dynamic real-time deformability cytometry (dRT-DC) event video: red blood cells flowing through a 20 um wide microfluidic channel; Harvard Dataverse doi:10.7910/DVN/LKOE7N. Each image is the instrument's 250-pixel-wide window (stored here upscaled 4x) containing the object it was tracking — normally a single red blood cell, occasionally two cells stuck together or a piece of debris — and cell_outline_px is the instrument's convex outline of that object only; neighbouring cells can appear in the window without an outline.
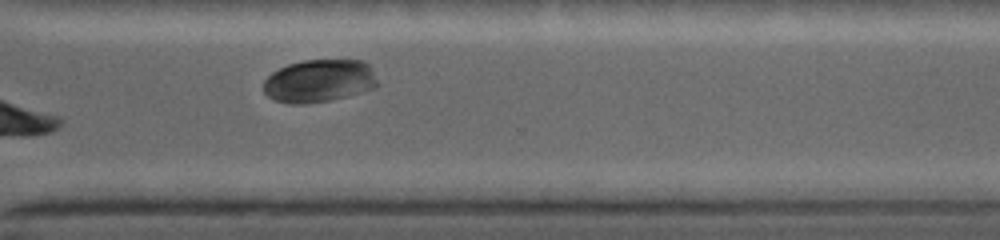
{"species": "common noctule bat (a hibernating species)", "species_latin": "Nyctalus noctula", "temperature_condition": "warm", "stored_images_in_passage": 10, "camera_frame_rate_fps": 5000, "um_per_image_px": 0.085, "animal": {"sex": "female", "body_mass_g": 19.0, "forearm_length_mm": 53.3}, "frame": {"image": 1, "passage_image": 10, "time_ms": 7.8, "image_size_px": [1000, 240], "cell_outline_px": [[380, 84], [376, 88], [332, 100], [304, 104], [288, 104], [272, 100], [264, 92], [264, 80], [272, 72], [288, 64], [304, 60], [364, 60], [372, 68]], "centroid_in_image_um": [27.15, 6.88], "position_along_channel_um": 343.4, "area_um2": 28.84}}